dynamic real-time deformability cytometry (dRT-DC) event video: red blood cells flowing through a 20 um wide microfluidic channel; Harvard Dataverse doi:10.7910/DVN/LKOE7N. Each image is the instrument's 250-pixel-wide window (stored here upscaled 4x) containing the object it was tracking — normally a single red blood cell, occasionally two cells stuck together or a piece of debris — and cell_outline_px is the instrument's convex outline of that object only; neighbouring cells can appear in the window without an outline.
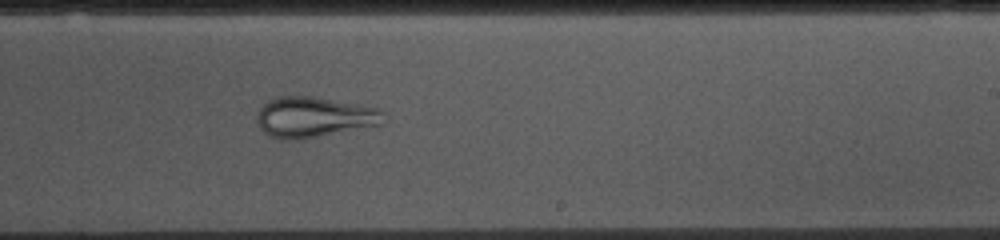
{"species": "common noctule bat (a hibernating species)", "species_latin": "Nyctalus noctula", "temperature_condition": "cold", "stored_images_in_passage": 53, "camera_frame_rate_fps": 3000, "um_per_image_px": 0.085, "animal": {"sex": "female", "body_mass_g": 10.0, "forearm_length_mm": 53.1}, "frame": {"image": 1, "passage_image": 31, "time_ms": 10.0, "image_size_px": [1000, 240], "cell_outline_px": [[388, 116], [384, 124], [296, 140], [280, 140], [264, 132], [260, 128], [256, 120], [256, 116], [260, 108], [268, 100], [276, 96], [312, 96], [356, 104], [376, 108], [384, 112]], "centroid_in_image_um": [26.69, 9.95], "position_along_channel_um": 262.3, "area_um2": 30.0}}
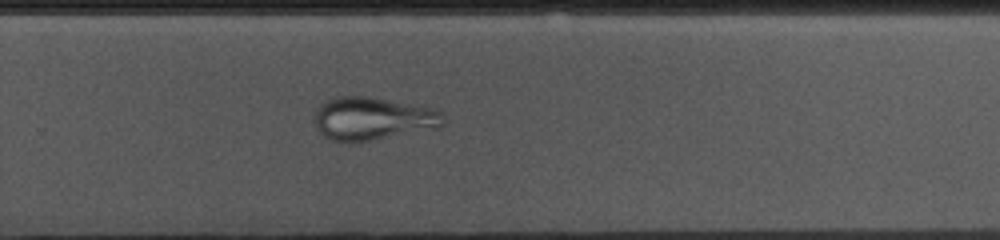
{"frame": {"image": 2, "passage_image": 34, "time_ms": 11.0, "image_size_px": [1000, 240], "cell_outline_px": [[444, 116], [440, 124], [436, 128], [372, 140], [332, 140], [324, 136], [320, 132], [316, 124], [316, 108], [320, 104], [336, 96], [368, 96], [432, 108], [444, 112]], "centroid_in_image_um": [31.68, 10.05], "position_along_channel_um": 298.1, "area_um2": 31.56}}
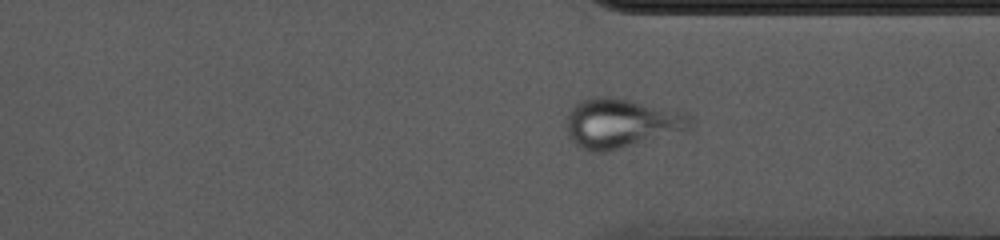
{"frame": {"image": 3, "passage_image": 39, "time_ms": 12.667, "image_size_px": [1000, 240], "cell_outline_px": [[692, 124], [688, 132], [604, 152], [596, 152], [584, 148], [576, 144], [568, 136], [564, 128], [564, 120], [568, 112], [580, 100], [592, 96], [612, 96], [632, 100], [688, 112], [692, 116]], "centroid_in_image_um": [52.85, 10.46], "position_along_channel_um": 358.6, "area_um2": 36.76}}